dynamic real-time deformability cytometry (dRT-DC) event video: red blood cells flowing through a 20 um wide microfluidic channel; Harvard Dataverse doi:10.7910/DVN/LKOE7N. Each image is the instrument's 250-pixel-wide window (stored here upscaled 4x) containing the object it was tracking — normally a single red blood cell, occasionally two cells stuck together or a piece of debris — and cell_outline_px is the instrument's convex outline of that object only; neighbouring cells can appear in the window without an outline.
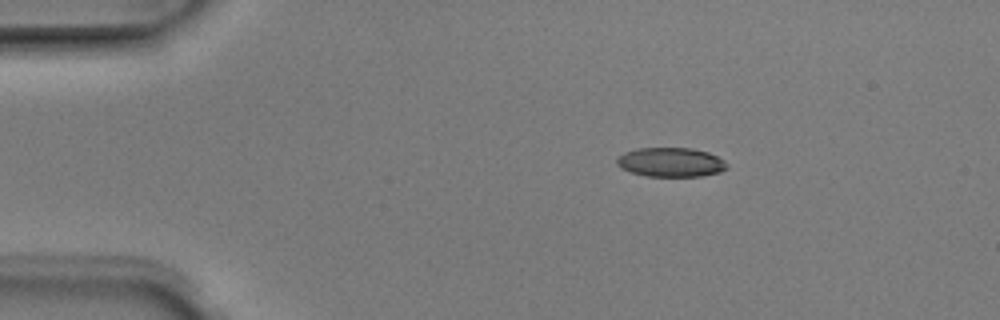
{"species": "Egyptian fruit bat (a non-hibernating species)", "species_latin": "Rousettus aegyptiacus", "temperature_condition": "room temperature", "stored_images_in_passage": 5, "camera_frame_rate_fps": 3000, "um_per_image_px": 0.085, "animal": {"sex": "male"}, "frame": {"image": 1, "passage_image": 2, "time_ms": 0.333, "image_size_px": [1000, 320], "cell_outline_px": [[728, 168], [720, 172], [704, 176], [648, 176], [632, 172], [620, 168], [616, 164], [616, 160], [624, 152], [636, 148], [692, 148], [708, 152], [724, 160], [728, 164]], "centroid_in_image_um": [57.03, 13.79], "position_along_channel_um": 28.0, "area_um2": 18.84}}
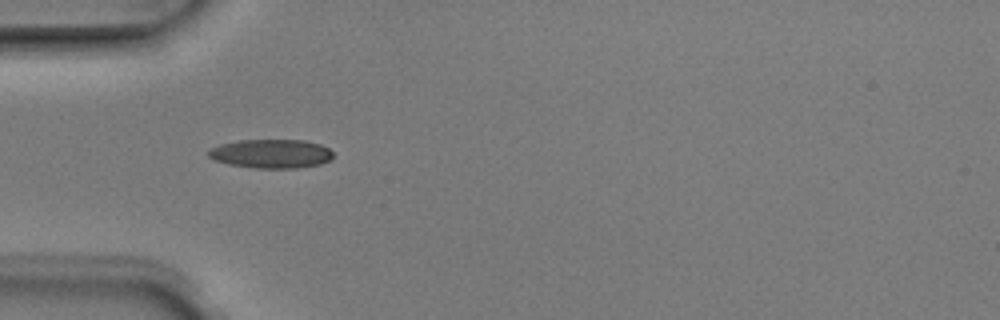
{"frame": {"image": 2, "passage_image": 4, "time_ms": 1.0, "image_size_px": [1000, 320], "cell_outline_px": [[332, 160], [320, 164], [296, 168], [256, 168], [228, 164], [216, 160], [208, 156], [208, 148], [220, 144], [240, 140], [304, 140], [320, 144], [328, 148], [332, 152]], "centroid_in_image_um": [23.05, 13.06], "position_along_channel_um": 62.0, "area_um2": 21.04}}
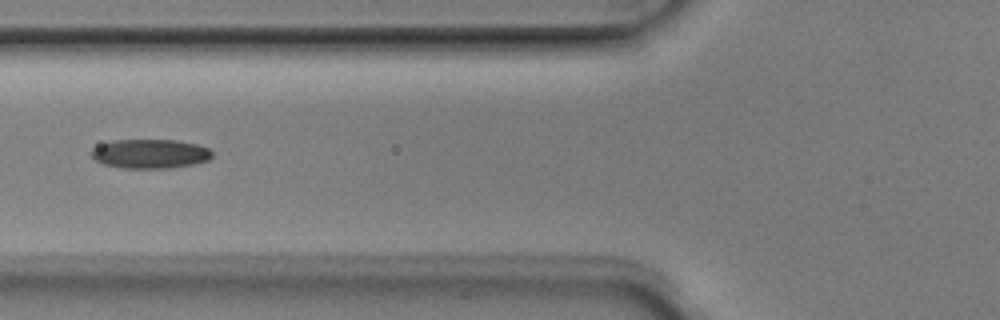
{"frame": {"image": 3, "passage_image": 5, "time_ms": 1.333, "image_size_px": [1000, 320], "cell_outline_px": [[212, 156], [208, 160], [192, 164], [168, 168], [124, 168], [104, 164], [96, 160], [92, 156], [92, 148], [100, 144], [112, 140], [176, 140], [196, 144], [208, 148], [212, 152]], "centroid_in_image_um": [12.75, 13.06], "position_along_channel_um": 113.1, "area_um2": 20.4}}